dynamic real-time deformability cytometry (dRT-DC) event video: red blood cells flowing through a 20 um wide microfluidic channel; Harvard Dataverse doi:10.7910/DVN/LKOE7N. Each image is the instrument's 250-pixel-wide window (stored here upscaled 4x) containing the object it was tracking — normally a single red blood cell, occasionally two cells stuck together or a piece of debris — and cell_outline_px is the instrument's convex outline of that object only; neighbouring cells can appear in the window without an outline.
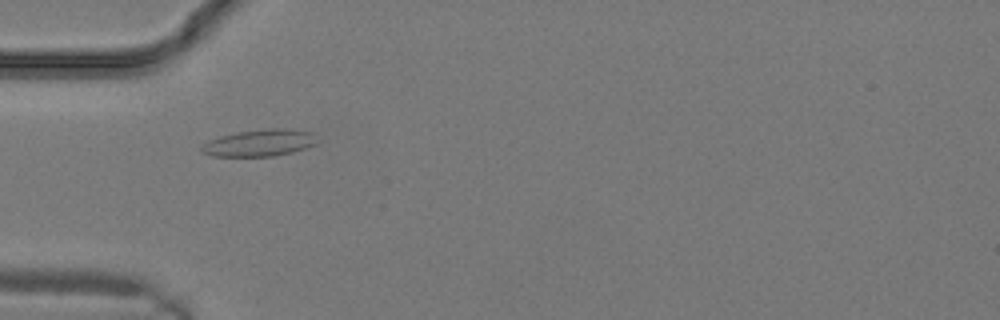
{"species": "common noctule bat (a hibernating species)", "species_latin": "Nyctalus noctula", "temperature_condition": "warm", "stored_images_in_passage": 5, "camera_frame_rate_fps": 3000, "um_per_image_px": 0.085, "animal": {"sex": "male", "body_mass_g": 19.2, "forearm_length_mm": 51.8}, "frame": {"image": 1, "passage_image": 2, "time_ms": 0.333, "image_size_px": [1000, 320], "cell_outline_px": [[316, 144], [308, 148], [276, 156], [212, 156], [200, 152], [200, 148], [208, 140], [220, 136], [236, 132], [268, 128], [296, 128], [312, 132]], "centroid_in_image_um": [22.07, 12.14], "position_along_channel_um": 62.9, "area_um2": 18.32}}
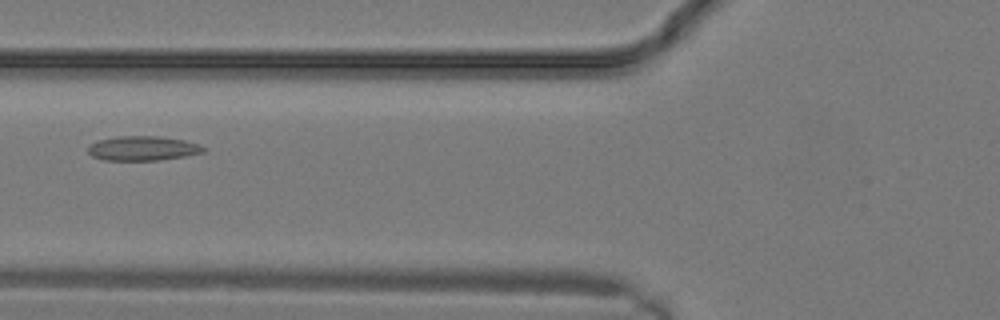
{"frame": {"image": 2, "passage_image": 4, "time_ms": 1.0, "image_size_px": [1000, 320], "cell_outline_px": [[204, 152], [184, 156], [160, 160], [104, 160], [92, 156], [88, 152], [88, 148], [96, 140], [116, 136], [160, 136], [184, 140], [200, 144], [204, 148]], "centroid_in_image_um": [12.12, 12.6], "position_along_channel_um": 113.7, "area_um2": 16.47}}